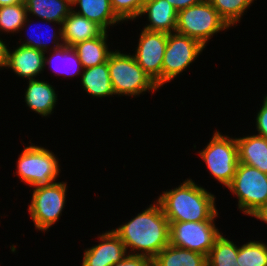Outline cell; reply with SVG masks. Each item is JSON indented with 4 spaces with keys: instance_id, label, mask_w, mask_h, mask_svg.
<instances>
[{
    "instance_id": "cell-1",
    "label": "cell",
    "mask_w": 267,
    "mask_h": 266,
    "mask_svg": "<svg viewBox=\"0 0 267 266\" xmlns=\"http://www.w3.org/2000/svg\"><path fill=\"white\" fill-rule=\"evenodd\" d=\"M122 223L112 230L124 243L128 254L153 259L169 245L170 223L156 200Z\"/></svg>"
},
{
    "instance_id": "cell-2",
    "label": "cell",
    "mask_w": 267,
    "mask_h": 266,
    "mask_svg": "<svg viewBox=\"0 0 267 266\" xmlns=\"http://www.w3.org/2000/svg\"><path fill=\"white\" fill-rule=\"evenodd\" d=\"M197 183L187 178L155 198L169 222L206 221L219 211L216 196Z\"/></svg>"
},
{
    "instance_id": "cell-3",
    "label": "cell",
    "mask_w": 267,
    "mask_h": 266,
    "mask_svg": "<svg viewBox=\"0 0 267 266\" xmlns=\"http://www.w3.org/2000/svg\"><path fill=\"white\" fill-rule=\"evenodd\" d=\"M109 75L116 97L137 98L160 90L154 81L137 64L131 53L115 49L108 58ZM118 95V96H117Z\"/></svg>"
},
{
    "instance_id": "cell-4",
    "label": "cell",
    "mask_w": 267,
    "mask_h": 266,
    "mask_svg": "<svg viewBox=\"0 0 267 266\" xmlns=\"http://www.w3.org/2000/svg\"><path fill=\"white\" fill-rule=\"evenodd\" d=\"M22 145L25 147L18 154L13 175L30 188L58 182L62 168L58 156L48 147L35 145L31 140L29 145Z\"/></svg>"
},
{
    "instance_id": "cell-5",
    "label": "cell",
    "mask_w": 267,
    "mask_h": 266,
    "mask_svg": "<svg viewBox=\"0 0 267 266\" xmlns=\"http://www.w3.org/2000/svg\"><path fill=\"white\" fill-rule=\"evenodd\" d=\"M213 136L207 145L196 151L204 161L209 175L221 184L228 187L235 175L238 164V147L235 137L214 130Z\"/></svg>"
},
{
    "instance_id": "cell-6",
    "label": "cell",
    "mask_w": 267,
    "mask_h": 266,
    "mask_svg": "<svg viewBox=\"0 0 267 266\" xmlns=\"http://www.w3.org/2000/svg\"><path fill=\"white\" fill-rule=\"evenodd\" d=\"M231 29L209 0H203L178 12L176 33L199 41L204 47L214 35Z\"/></svg>"
},
{
    "instance_id": "cell-7",
    "label": "cell",
    "mask_w": 267,
    "mask_h": 266,
    "mask_svg": "<svg viewBox=\"0 0 267 266\" xmlns=\"http://www.w3.org/2000/svg\"><path fill=\"white\" fill-rule=\"evenodd\" d=\"M67 181H58L51 185H39L32 188L28 213L37 231H50L58 223L66 206Z\"/></svg>"
},
{
    "instance_id": "cell-8",
    "label": "cell",
    "mask_w": 267,
    "mask_h": 266,
    "mask_svg": "<svg viewBox=\"0 0 267 266\" xmlns=\"http://www.w3.org/2000/svg\"><path fill=\"white\" fill-rule=\"evenodd\" d=\"M227 189L238 199V210L250 216L267 203V174L238 162L234 178Z\"/></svg>"
},
{
    "instance_id": "cell-9",
    "label": "cell",
    "mask_w": 267,
    "mask_h": 266,
    "mask_svg": "<svg viewBox=\"0 0 267 266\" xmlns=\"http://www.w3.org/2000/svg\"><path fill=\"white\" fill-rule=\"evenodd\" d=\"M217 211L209 220L169 222V244L207 256L222 231L216 226ZM219 215V216H218Z\"/></svg>"
},
{
    "instance_id": "cell-10",
    "label": "cell",
    "mask_w": 267,
    "mask_h": 266,
    "mask_svg": "<svg viewBox=\"0 0 267 266\" xmlns=\"http://www.w3.org/2000/svg\"><path fill=\"white\" fill-rule=\"evenodd\" d=\"M199 41L194 38L173 32L168 33L167 46L163 57L162 87L180 75L187 68L199 60V56L205 50ZM191 64V65H190Z\"/></svg>"
},
{
    "instance_id": "cell-11",
    "label": "cell",
    "mask_w": 267,
    "mask_h": 266,
    "mask_svg": "<svg viewBox=\"0 0 267 266\" xmlns=\"http://www.w3.org/2000/svg\"><path fill=\"white\" fill-rule=\"evenodd\" d=\"M138 42L133 49L137 64L144 72L154 81V83L162 88V66L165 49L167 46L168 33L148 31L141 29Z\"/></svg>"
},
{
    "instance_id": "cell-12",
    "label": "cell",
    "mask_w": 267,
    "mask_h": 266,
    "mask_svg": "<svg viewBox=\"0 0 267 266\" xmlns=\"http://www.w3.org/2000/svg\"><path fill=\"white\" fill-rule=\"evenodd\" d=\"M98 244L84 249L81 266H112L127 254L121 239L109 229L97 235Z\"/></svg>"
},
{
    "instance_id": "cell-13",
    "label": "cell",
    "mask_w": 267,
    "mask_h": 266,
    "mask_svg": "<svg viewBox=\"0 0 267 266\" xmlns=\"http://www.w3.org/2000/svg\"><path fill=\"white\" fill-rule=\"evenodd\" d=\"M16 45V47L13 46V49L8 47L6 69H10L14 75L16 74L17 77L26 79V81L38 79V76L45 71V52L18 45V43Z\"/></svg>"
},
{
    "instance_id": "cell-14",
    "label": "cell",
    "mask_w": 267,
    "mask_h": 266,
    "mask_svg": "<svg viewBox=\"0 0 267 266\" xmlns=\"http://www.w3.org/2000/svg\"><path fill=\"white\" fill-rule=\"evenodd\" d=\"M48 81L33 79L27 81L24 89V101L28 110L47 118L54 113V108L58 104V91Z\"/></svg>"
},
{
    "instance_id": "cell-15",
    "label": "cell",
    "mask_w": 267,
    "mask_h": 266,
    "mask_svg": "<svg viewBox=\"0 0 267 266\" xmlns=\"http://www.w3.org/2000/svg\"><path fill=\"white\" fill-rule=\"evenodd\" d=\"M178 12L167 0H146L139 18L147 19L143 29L173 33L177 27Z\"/></svg>"
},
{
    "instance_id": "cell-16",
    "label": "cell",
    "mask_w": 267,
    "mask_h": 266,
    "mask_svg": "<svg viewBox=\"0 0 267 266\" xmlns=\"http://www.w3.org/2000/svg\"><path fill=\"white\" fill-rule=\"evenodd\" d=\"M44 66L45 70L48 66L52 71V74L57 77H64L65 80L70 78H79L83 72L82 64L79 60L77 52L73 47L66 45L61 46L58 49L47 51L44 54Z\"/></svg>"
},
{
    "instance_id": "cell-17",
    "label": "cell",
    "mask_w": 267,
    "mask_h": 266,
    "mask_svg": "<svg viewBox=\"0 0 267 266\" xmlns=\"http://www.w3.org/2000/svg\"><path fill=\"white\" fill-rule=\"evenodd\" d=\"M72 11L94 21L105 31L124 23L115 13L111 0H71Z\"/></svg>"
},
{
    "instance_id": "cell-18",
    "label": "cell",
    "mask_w": 267,
    "mask_h": 266,
    "mask_svg": "<svg viewBox=\"0 0 267 266\" xmlns=\"http://www.w3.org/2000/svg\"><path fill=\"white\" fill-rule=\"evenodd\" d=\"M104 31L94 21L71 11L62 24V39L64 45L73 47L77 43L100 36Z\"/></svg>"
},
{
    "instance_id": "cell-19",
    "label": "cell",
    "mask_w": 267,
    "mask_h": 266,
    "mask_svg": "<svg viewBox=\"0 0 267 266\" xmlns=\"http://www.w3.org/2000/svg\"><path fill=\"white\" fill-rule=\"evenodd\" d=\"M246 135H243L244 137L235 136L238 162L255 167L267 174V139L256 133Z\"/></svg>"
},
{
    "instance_id": "cell-20",
    "label": "cell",
    "mask_w": 267,
    "mask_h": 266,
    "mask_svg": "<svg viewBox=\"0 0 267 266\" xmlns=\"http://www.w3.org/2000/svg\"><path fill=\"white\" fill-rule=\"evenodd\" d=\"M33 21H35V20H33V19H31V17L27 16L26 20H25V23L20 28V34L22 33L21 31H24V30H25L24 32H26V31L28 32V30H30L32 25L35 24V22H33ZM39 21H41L44 25L46 24V26H48L47 24H49V23L51 24L52 23V26L50 25V27L52 29L51 30V34H50V31L48 33L46 31V32H44L45 34H43V29L41 30L42 33H40L39 35H38V33H37V35H35L34 33L31 35V34H28V33H30V32H28V33H26L25 38H21L22 36H20V39H18L19 41H17L16 43H18L20 45H23V46H27V47H31V48H35V49L41 50L43 52L55 50V49H58L61 46H63L64 43H63V39H62V24L55 23V22H52V21L40 20V19H39ZM32 23H34V24H32ZM36 26L37 25H35L34 27H36ZM45 30H48V28H46ZM34 31H36V30H34ZM44 35H47V36H44ZM46 37H48V40L46 39ZM44 40H47V41H44Z\"/></svg>"
},
{
    "instance_id": "cell-21",
    "label": "cell",
    "mask_w": 267,
    "mask_h": 266,
    "mask_svg": "<svg viewBox=\"0 0 267 266\" xmlns=\"http://www.w3.org/2000/svg\"><path fill=\"white\" fill-rule=\"evenodd\" d=\"M83 91L94 98L114 97L115 93L109 75L108 61L89 68L83 69L79 79Z\"/></svg>"
},
{
    "instance_id": "cell-22",
    "label": "cell",
    "mask_w": 267,
    "mask_h": 266,
    "mask_svg": "<svg viewBox=\"0 0 267 266\" xmlns=\"http://www.w3.org/2000/svg\"><path fill=\"white\" fill-rule=\"evenodd\" d=\"M109 35L108 31H104L94 39L86 40L73 46L83 69L107 62L109 55L114 51L108 43Z\"/></svg>"
},
{
    "instance_id": "cell-23",
    "label": "cell",
    "mask_w": 267,
    "mask_h": 266,
    "mask_svg": "<svg viewBox=\"0 0 267 266\" xmlns=\"http://www.w3.org/2000/svg\"><path fill=\"white\" fill-rule=\"evenodd\" d=\"M27 16L63 24L72 11L71 0H25Z\"/></svg>"
},
{
    "instance_id": "cell-24",
    "label": "cell",
    "mask_w": 267,
    "mask_h": 266,
    "mask_svg": "<svg viewBox=\"0 0 267 266\" xmlns=\"http://www.w3.org/2000/svg\"><path fill=\"white\" fill-rule=\"evenodd\" d=\"M152 266H207V256L169 244L152 259Z\"/></svg>"
},
{
    "instance_id": "cell-25",
    "label": "cell",
    "mask_w": 267,
    "mask_h": 266,
    "mask_svg": "<svg viewBox=\"0 0 267 266\" xmlns=\"http://www.w3.org/2000/svg\"><path fill=\"white\" fill-rule=\"evenodd\" d=\"M222 234L216 239L207 255V266H239L237 263L238 245L233 239Z\"/></svg>"
},
{
    "instance_id": "cell-26",
    "label": "cell",
    "mask_w": 267,
    "mask_h": 266,
    "mask_svg": "<svg viewBox=\"0 0 267 266\" xmlns=\"http://www.w3.org/2000/svg\"><path fill=\"white\" fill-rule=\"evenodd\" d=\"M255 1L257 0H209L230 28H235L241 22L243 15Z\"/></svg>"
},
{
    "instance_id": "cell-27",
    "label": "cell",
    "mask_w": 267,
    "mask_h": 266,
    "mask_svg": "<svg viewBox=\"0 0 267 266\" xmlns=\"http://www.w3.org/2000/svg\"><path fill=\"white\" fill-rule=\"evenodd\" d=\"M27 9L25 3L0 7V37L20 33V28L25 23ZM7 33V34H6Z\"/></svg>"
},
{
    "instance_id": "cell-28",
    "label": "cell",
    "mask_w": 267,
    "mask_h": 266,
    "mask_svg": "<svg viewBox=\"0 0 267 266\" xmlns=\"http://www.w3.org/2000/svg\"><path fill=\"white\" fill-rule=\"evenodd\" d=\"M237 263L239 266H267V242L248 240L238 245Z\"/></svg>"
},
{
    "instance_id": "cell-29",
    "label": "cell",
    "mask_w": 267,
    "mask_h": 266,
    "mask_svg": "<svg viewBox=\"0 0 267 266\" xmlns=\"http://www.w3.org/2000/svg\"><path fill=\"white\" fill-rule=\"evenodd\" d=\"M146 0H111L114 13L125 23L139 19Z\"/></svg>"
},
{
    "instance_id": "cell-30",
    "label": "cell",
    "mask_w": 267,
    "mask_h": 266,
    "mask_svg": "<svg viewBox=\"0 0 267 266\" xmlns=\"http://www.w3.org/2000/svg\"><path fill=\"white\" fill-rule=\"evenodd\" d=\"M262 105L259 104V110L255 114V132L257 135L267 139V94L261 100ZM257 130V131H256Z\"/></svg>"
},
{
    "instance_id": "cell-31",
    "label": "cell",
    "mask_w": 267,
    "mask_h": 266,
    "mask_svg": "<svg viewBox=\"0 0 267 266\" xmlns=\"http://www.w3.org/2000/svg\"><path fill=\"white\" fill-rule=\"evenodd\" d=\"M112 266H152V259L142 255L127 254L120 262Z\"/></svg>"
},
{
    "instance_id": "cell-32",
    "label": "cell",
    "mask_w": 267,
    "mask_h": 266,
    "mask_svg": "<svg viewBox=\"0 0 267 266\" xmlns=\"http://www.w3.org/2000/svg\"><path fill=\"white\" fill-rule=\"evenodd\" d=\"M177 12L200 3L203 0H167Z\"/></svg>"
},
{
    "instance_id": "cell-33",
    "label": "cell",
    "mask_w": 267,
    "mask_h": 266,
    "mask_svg": "<svg viewBox=\"0 0 267 266\" xmlns=\"http://www.w3.org/2000/svg\"><path fill=\"white\" fill-rule=\"evenodd\" d=\"M6 39H2L0 37V70H5L6 69V64H7V52H8V45L9 43L6 44V41H3Z\"/></svg>"
},
{
    "instance_id": "cell-34",
    "label": "cell",
    "mask_w": 267,
    "mask_h": 266,
    "mask_svg": "<svg viewBox=\"0 0 267 266\" xmlns=\"http://www.w3.org/2000/svg\"><path fill=\"white\" fill-rule=\"evenodd\" d=\"M250 217L267 224V203L260 206L255 212L250 215Z\"/></svg>"
},
{
    "instance_id": "cell-35",
    "label": "cell",
    "mask_w": 267,
    "mask_h": 266,
    "mask_svg": "<svg viewBox=\"0 0 267 266\" xmlns=\"http://www.w3.org/2000/svg\"><path fill=\"white\" fill-rule=\"evenodd\" d=\"M25 3V0H0V7Z\"/></svg>"
}]
</instances>
